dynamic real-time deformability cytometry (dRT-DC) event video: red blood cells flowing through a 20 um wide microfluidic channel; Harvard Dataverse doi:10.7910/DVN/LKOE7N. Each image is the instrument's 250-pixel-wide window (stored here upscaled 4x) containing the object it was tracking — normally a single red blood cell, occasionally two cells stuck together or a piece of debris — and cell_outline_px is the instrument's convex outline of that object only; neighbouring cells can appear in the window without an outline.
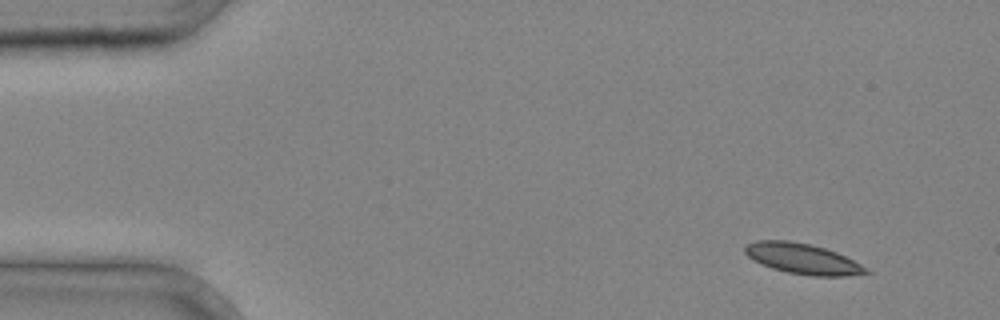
{"species": "common noctule bat (a hibernating species)", "species_latin": "Nyctalus noctula", "temperature_condition": "cold", "stored_images_in_passage": 35, "camera_frame_rate_fps": 3000, "um_per_image_px": 0.085, "animal": {"sex": "male", "body_mass_g": 20.4}, "frame": {"image": 1, "passage_image": 1, "time_ms": 0.0, "image_size_px": [1000, 320], "cell_outline_px": [[872, 272], [844, 276], [812, 276], [788, 272], [772, 268], [752, 260], [744, 252], [744, 244], [756, 240], [788, 240], [808, 244], [824, 248], [836, 252], [860, 264]], "centroid_in_image_um": [68.16, 21.98], "position_along_channel_um": 16.8, "area_um2": 21.39}}
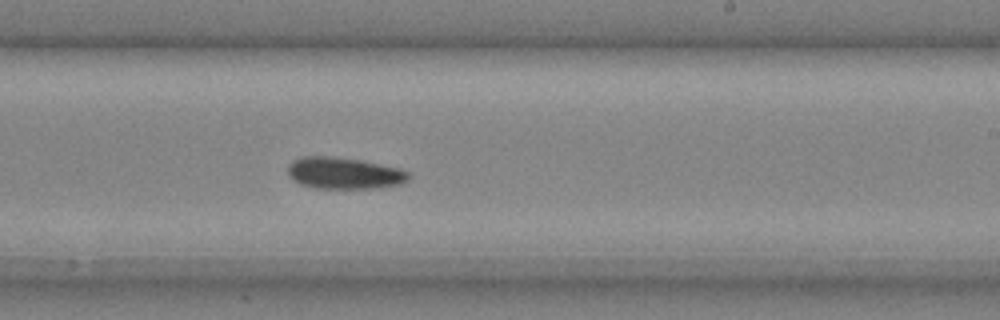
{"frame": {"image": 2, "passage_image": 21, "time_ms": 6.667, "image_size_px": [1000, 320], "cell_outline_px": [[408, 180], [400, 184], [376, 188], [312, 188], [300, 184], [292, 180], [288, 176], [288, 164], [292, 160], [304, 156], [332, 156], [360, 160], [400, 168], [408, 172]], "centroid_in_image_um": [29.19, 14.72], "position_along_channel_um": 259.8, "area_um2": 22.37}}
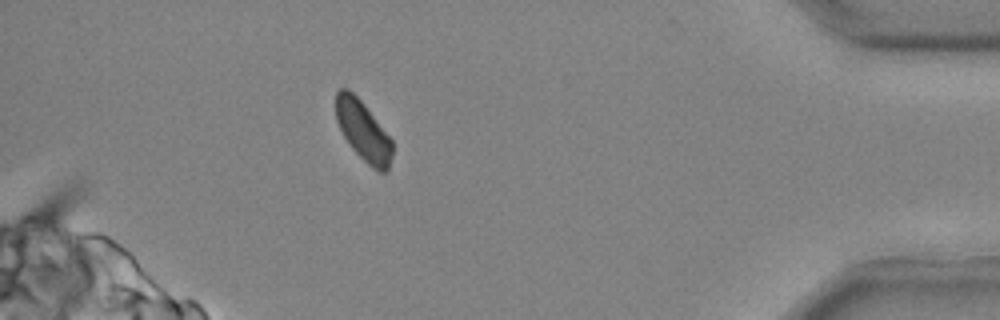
{"frame": {"image": 3, "passage_image": 32, "time_ms": 10.333, "image_size_px": [1000, 320], "cell_outline_px": [[392, 156], [388, 168], [384, 172], [380, 172], [372, 168], [352, 148], [344, 136], [336, 120], [336, 92], [340, 88], [348, 88], [364, 104], [392, 140]], "centroid_in_image_um": [30.86, 11.11], "position_along_channel_um": 404.3, "area_um2": 19.36}}